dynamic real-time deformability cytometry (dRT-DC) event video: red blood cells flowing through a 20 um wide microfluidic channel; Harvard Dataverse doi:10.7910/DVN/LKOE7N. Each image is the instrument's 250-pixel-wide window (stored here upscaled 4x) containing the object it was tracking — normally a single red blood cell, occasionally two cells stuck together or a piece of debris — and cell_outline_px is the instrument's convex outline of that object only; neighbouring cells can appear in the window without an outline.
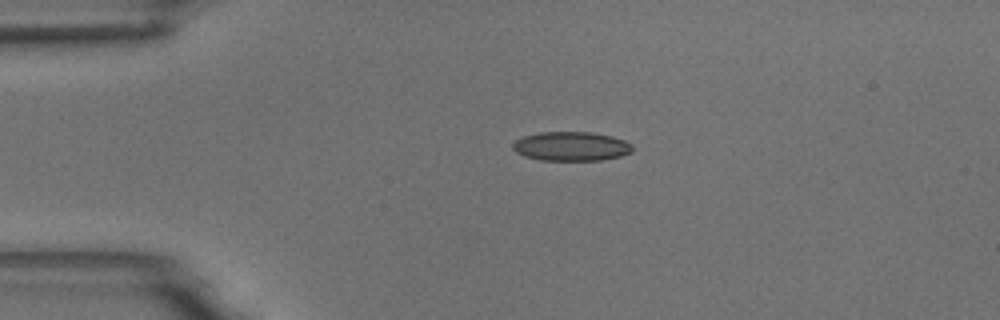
{"species": "common noctule bat (a hibernating species)", "species_latin": "Nyctalus noctula", "temperature_condition": "room temperature", "stored_images_in_passage": 3, "camera_frame_rate_fps": 3000, "um_per_image_px": 0.085, "animal": {"sex": "male", "body_mass_g": 18.8}, "frame": {"image": 1, "passage_image": 2, "time_ms": 1.0, "image_size_px": [1000, 320], "cell_outline_px": [[632, 152], [620, 156], [600, 160], [540, 160], [524, 156], [516, 152], [512, 148], [512, 144], [516, 140], [524, 136], [540, 132], [592, 132], [612, 136], [624, 140], [632, 144]], "centroid_in_image_um": [48.55, 12.43], "position_along_channel_um": 36.5, "area_um2": 20.35}}